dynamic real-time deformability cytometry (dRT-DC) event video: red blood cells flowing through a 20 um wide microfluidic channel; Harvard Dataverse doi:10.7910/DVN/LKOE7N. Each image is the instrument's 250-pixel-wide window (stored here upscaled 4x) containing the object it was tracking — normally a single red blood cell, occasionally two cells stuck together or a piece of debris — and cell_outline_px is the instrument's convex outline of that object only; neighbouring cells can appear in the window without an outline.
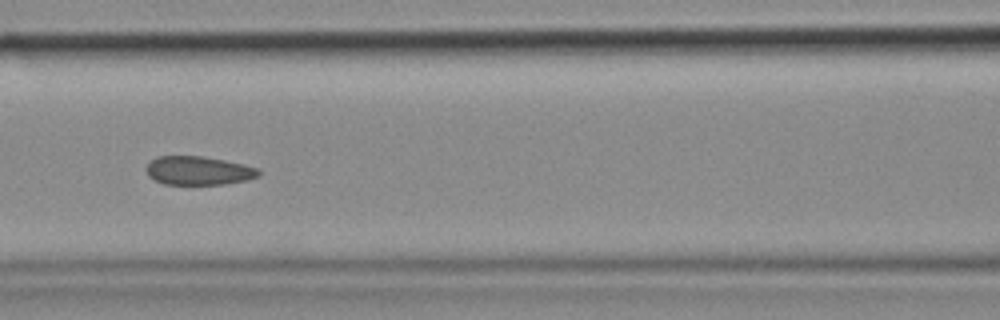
{"species": "common noctule bat (a hibernating species)", "species_latin": "Nyctalus noctula", "temperature_condition": "cold", "stored_images_in_passage": 9, "camera_frame_rate_fps": 3000, "um_per_image_px": 0.085, "animal": {"sex": "female", "body_mass_g": 18.4}, "frame": {"image": 1, "passage_image": 6, "time_ms": 1.667, "image_size_px": [1000, 320], "cell_outline_px": [[260, 176], [244, 180], [224, 184], [164, 184], [148, 176], [144, 168], [152, 160], [160, 156], [204, 156], [244, 164], [260, 168]], "centroid_in_image_um": [16.88, 14.5], "position_along_channel_um": 149.7, "area_um2": 18.79}}
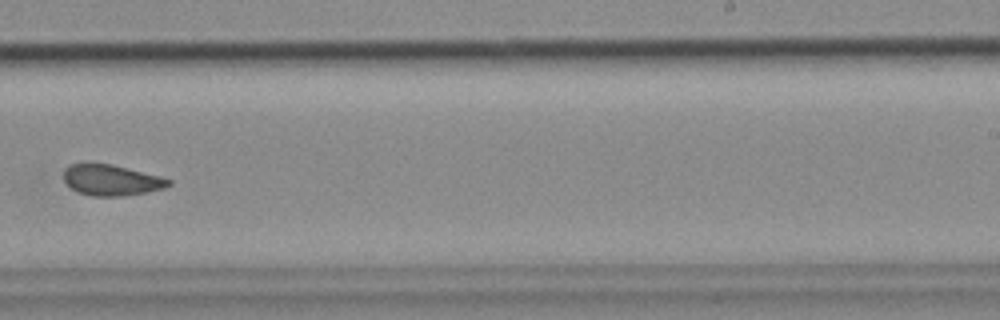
{"frame": {"image": 2, "passage_image": 9, "time_ms": 2.667, "image_size_px": [1000, 320], "cell_outline_px": [[172, 184], [164, 188], [148, 192], [124, 196], [92, 196], [80, 192], [72, 188], [64, 180], [64, 168], [72, 164], [84, 160], [88, 160], [112, 164], [160, 176], [172, 180]], "centroid_in_image_um": [9.45, 15.27], "position_along_channel_um": 279.6, "area_um2": 19.36}}